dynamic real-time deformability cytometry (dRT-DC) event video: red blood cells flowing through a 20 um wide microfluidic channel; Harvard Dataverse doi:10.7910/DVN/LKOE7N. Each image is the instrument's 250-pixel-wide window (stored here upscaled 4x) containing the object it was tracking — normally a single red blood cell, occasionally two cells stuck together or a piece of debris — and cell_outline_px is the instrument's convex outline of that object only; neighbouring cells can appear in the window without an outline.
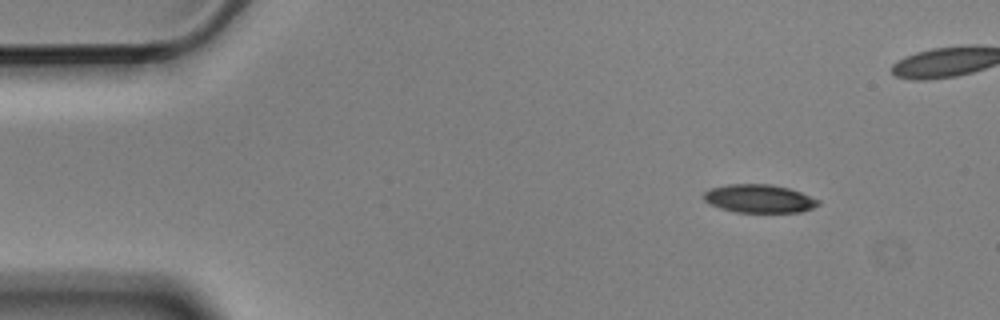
{"species": "Egyptian fruit bat (a non-hibernating species)", "species_latin": "Rousettus aegyptiacus", "temperature_condition": "cold", "stored_images_in_passage": 4, "camera_frame_rate_fps": 3000, "um_per_image_px": 0.085, "animal": {"sex": "male"}, "frame": {"image": 1, "passage_image": 1, "time_ms": 0.0, "image_size_px": [1000, 320], "cell_outline_px": [[820, 204], [812, 208], [800, 212], [736, 212], [720, 208], [704, 200], [704, 192], [712, 188], [728, 184], [772, 184], [788, 188], [800, 192], [820, 200]], "centroid_in_image_um": [64.55, 16.88], "position_along_channel_um": 20.5, "area_um2": 18.73}}
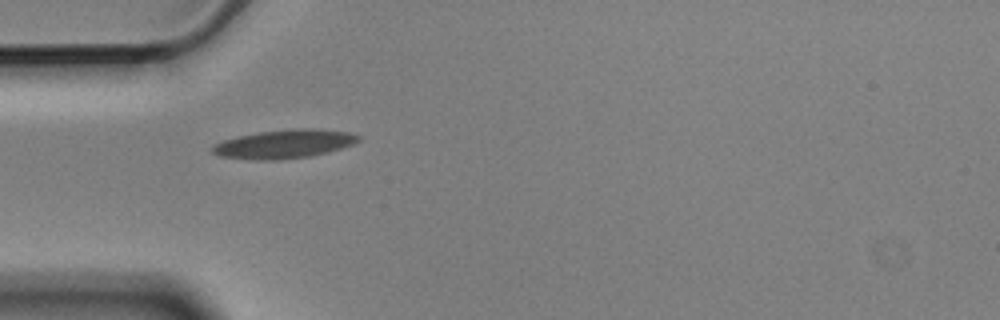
{"frame": {"image": 2, "passage_image": 3, "time_ms": 0.667, "image_size_px": [1000, 320], "cell_outline_px": [[360, 140], [352, 144], [328, 152], [308, 156], [272, 160], [256, 160], [220, 156], [212, 152], [212, 144], [224, 140], [240, 136], [260, 132], [292, 128], [312, 128], [348, 132], [360, 136]], "centroid_in_image_um": [24.15, 12.23], "position_along_channel_um": 60.9, "area_um2": 24.1}}
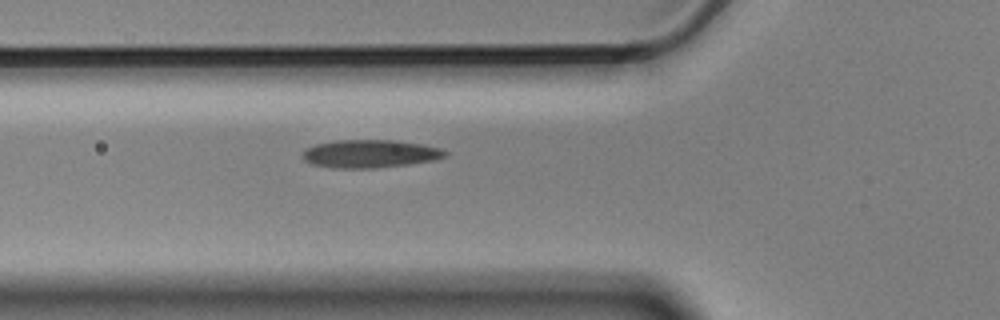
{"frame": {"image": 3, "passage_image": 4, "time_ms": 1.0, "image_size_px": [1000, 320], "cell_outline_px": [[448, 156], [436, 160], [408, 164], [376, 168], [332, 168], [312, 164], [304, 160], [300, 156], [308, 148], [316, 144], [336, 140], [396, 140], [424, 144], [440, 148], [448, 152]], "centroid_in_image_um": [31.49, 13.07], "position_along_channel_um": 94.3, "area_um2": 23.47}}